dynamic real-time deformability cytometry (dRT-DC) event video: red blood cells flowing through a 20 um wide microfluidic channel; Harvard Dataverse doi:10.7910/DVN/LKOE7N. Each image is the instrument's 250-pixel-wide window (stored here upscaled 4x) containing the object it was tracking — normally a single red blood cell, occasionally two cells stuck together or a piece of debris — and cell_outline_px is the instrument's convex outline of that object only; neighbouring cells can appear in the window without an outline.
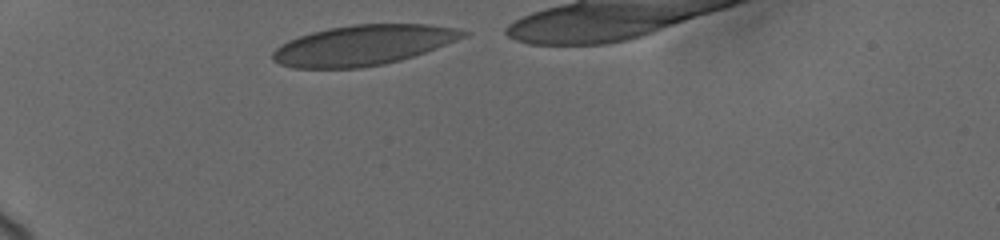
{"species": "human", "species_latin": "Homo sapiens", "temperature_condition": "cold", "stored_images_in_passage": 4, "camera_frame_rate_fps": 3000, "um_per_image_px": 0.085, "donor": {"sex": "female"}, "frame": {"image": 1, "passage_image": 1, "time_ms": 0.0, "image_size_px": [1000, 240], "cell_outline_px": [[468, 32], [464, 36], [424, 52], [400, 60], [384, 64], [360, 68], [292, 68], [280, 64], [272, 60], [272, 52], [280, 44], [288, 40], [312, 32], [328, 28], [352, 24], [428, 24], [452, 28]], "centroid_in_image_um": [30.76, 3.84], "position_along_channel_um": 54.2, "area_um2": 44.16}}
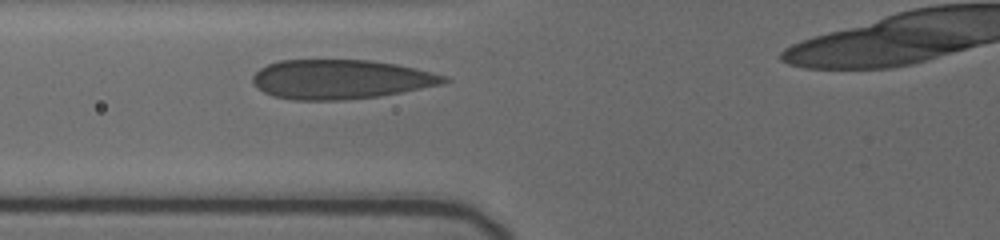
{"frame": {"image": 2, "passage_image": 3, "time_ms": 2.0, "image_size_px": [1000, 240], "cell_outline_px": [[452, 80], [444, 84], [400, 92], [376, 96], [336, 100], [296, 100], [272, 96], [264, 92], [252, 80], [252, 76], [260, 68], [268, 64], [280, 60], [372, 60], [396, 64], [432, 72], [448, 76]], "centroid_in_image_um": [28.98, 6.73], "position_along_channel_um": 96.8, "area_um2": 43.64}}